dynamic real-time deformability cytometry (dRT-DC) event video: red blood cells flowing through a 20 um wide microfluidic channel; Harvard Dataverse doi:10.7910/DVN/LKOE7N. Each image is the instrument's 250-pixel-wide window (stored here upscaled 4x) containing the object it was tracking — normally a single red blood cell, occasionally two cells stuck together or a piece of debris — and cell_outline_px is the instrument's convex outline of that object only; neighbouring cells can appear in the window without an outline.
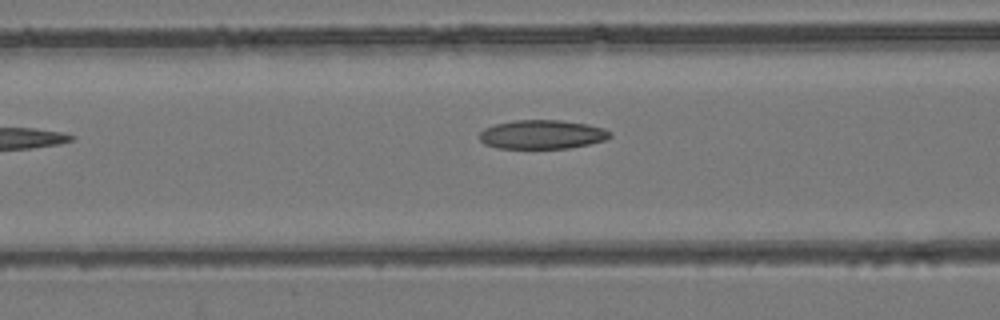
{"species": "common noctule bat (a hibernating species)", "species_latin": "Nyctalus noctula", "temperature_condition": "room temperature", "stored_images_in_passage": 19, "camera_frame_rate_fps": 3000, "um_per_image_px": 0.085, "animal": {"sex": "female", "body_mass_g": 24.6, "forearm_length_mm": 56.2}, "frame": {"image": 1, "passage_image": 4, "time_ms": 1.0, "image_size_px": [1000, 320], "cell_outline_px": [[612, 136], [604, 140], [588, 144], [568, 148], [496, 148], [484, 144], [480, 140], [480, 132], [484, 128], [496, 124], [516, 120], [560, 120], [588, 124], [604, 128], [612, 132]], "centroid_in_image_um": [46.08, 11.43], "position_along_channel_um": 120.5, "area_um2": 22.02}}
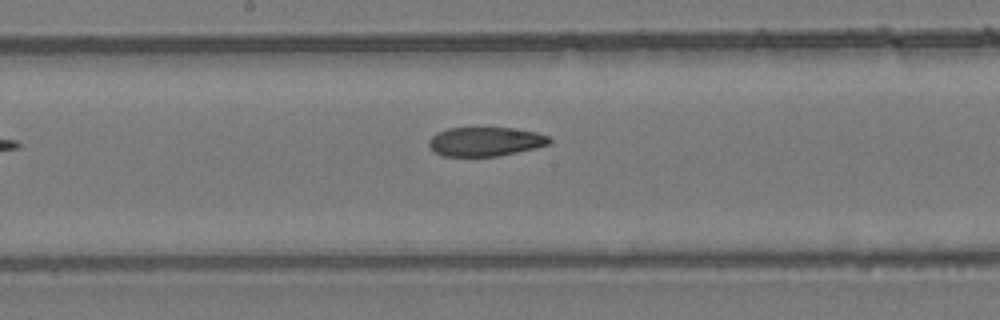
{"frame": {"image": 2, "passage_image": 10, "time_ms": 3.0, "image_size_px": [1000, 320], "cell_outline_px": [[552, 144], [536, 148], [496, 156], [444, 156], [432, 152], [428, 144], [428, 140], [436, 132], [448, 128], [512, 128], [536, 132], [548, 136], [552, 140]], "centroid_in_image_um": [41.24, 12.03], "position_along_channel_um": 207.0, "area_um2": 20.58}}
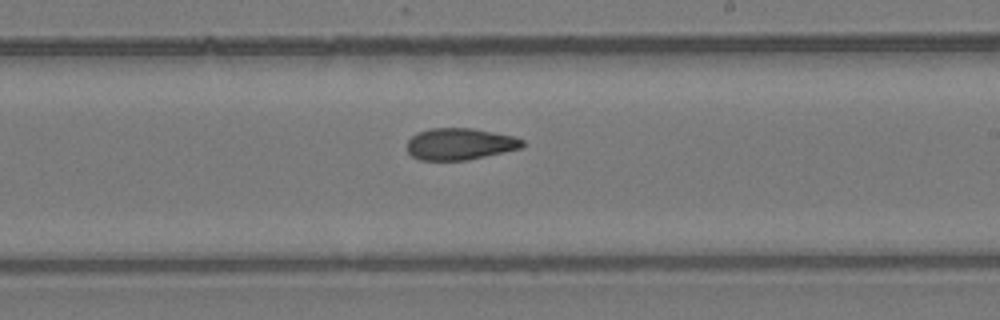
{"frame": {"image": 3, "passage_image": 13, "time_ms": 4.0, "image_size_px": [1000, 320], "cell_outline_px": [[524, 144], [520, 148], [484, 156], [464, 160], [420, 160], [412, 156], [408, 152], [408, 140], [416, 132], [432, 128], [472, 128], [516, 136], [524, 140]], "centroid_in_image_um": [39.08, 12.22], "position_along_channel_um": 249.9, "area_um2": 21.21}}